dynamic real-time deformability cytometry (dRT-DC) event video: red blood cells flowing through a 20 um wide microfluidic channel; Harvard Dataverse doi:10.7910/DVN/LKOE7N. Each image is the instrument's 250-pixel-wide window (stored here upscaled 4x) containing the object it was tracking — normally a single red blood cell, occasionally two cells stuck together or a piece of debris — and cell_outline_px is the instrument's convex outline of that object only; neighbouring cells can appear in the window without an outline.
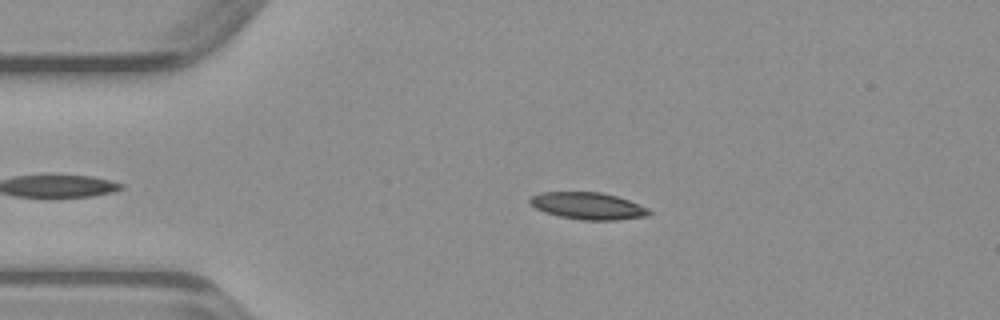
{"species": "common noctule bat (a hibernating species)", "species_latin": "Nyctalus noctula", "temperature_condition": "warm", "stored_images_in_passage": 43, "camera_frame_rate_fps": 3000, "um_per_image_px": 0.085, "animal": {"sex": "male", "body_mass_g": 23.1, "forearm_length_mm": 52.7}, "frame": {"image": 1, "passage_image": 10, "time_ms": 3.0, "image_size_px": [1000, 320], "cell_outline_px": [[652, 212], [648, 216], [616, 220], [584, 220], [560, 216], [544, 212], [528, 204], [528, 200], [532, 196], [540, 192], [600, 192], [616, 196], [628, 200], [648, 208]], "centroid_in_image_um": [49.96, 17.5], "position_along_channel_um": 35.0, "area_um2": 18.73}}
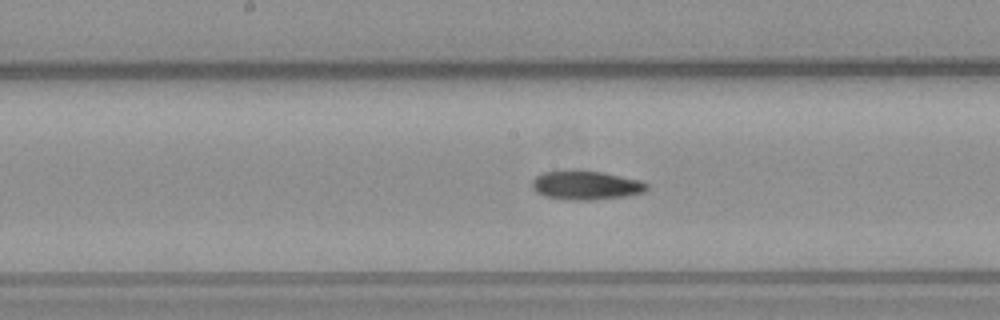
{"frame": {"image": 2, "passage_image": 24, "time_ms": 7.667, "image_size_px": [1000, 320], "cell_outline_px": [[648, 188], [644, 192], [628, 196], [592, 200], [576, 200], [544, 196], [536, 192], [532, 188], [532, 180], [536, 176], [544, 172], [600, 172], [640, 180], [648, 184]], "centroid_in_image_um": [49.83, 15.78], "position_along_channel_um": 198.4, "area_um2": 18.84}}
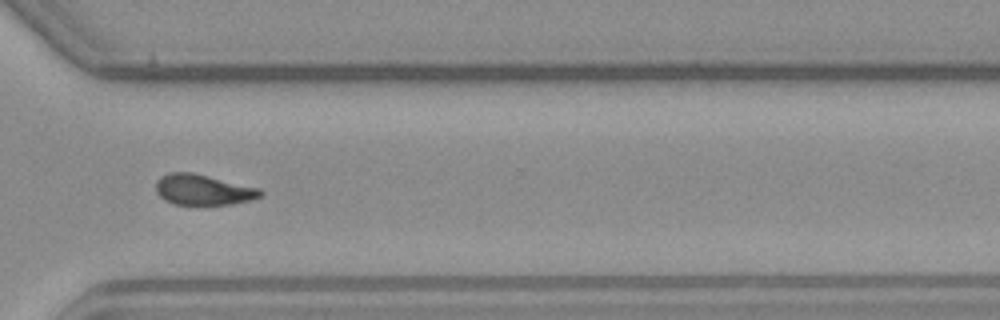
{"frame": {"image": 3, "passage_image": 35, "time_ms": 11.333, "image_size_px": [1000, 320], "cell_outline_px": [[264, 192], [260, 196], [248, 200], [232, 204], [172, 204], [164, 200], [156, 192], [156, 180], [160, 176], [168, 172], [192, 172], [260, 188]], "centroid_in_image_um": [17.22, 16.11], "position_along_channel_um": 353.4, "area_um2": 18.61}}